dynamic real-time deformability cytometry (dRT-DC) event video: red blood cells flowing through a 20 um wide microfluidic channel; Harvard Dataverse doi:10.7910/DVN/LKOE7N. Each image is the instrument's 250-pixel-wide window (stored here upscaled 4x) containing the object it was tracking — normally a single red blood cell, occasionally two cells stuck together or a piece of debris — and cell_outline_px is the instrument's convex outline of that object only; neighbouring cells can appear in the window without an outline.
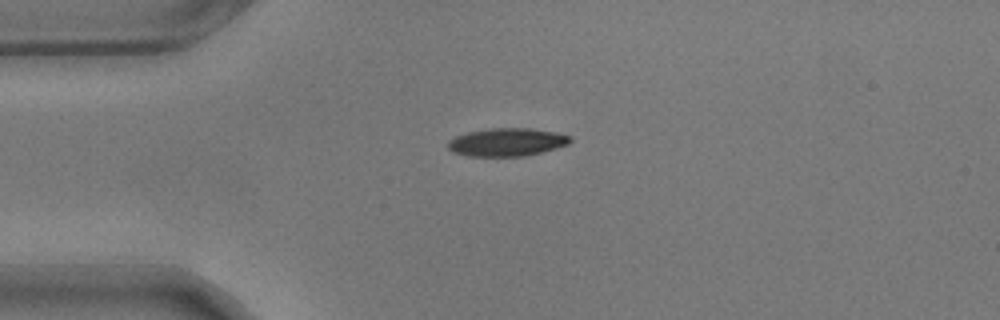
{"species": "common noctule bat (a hibernating species)", "species_latin": "Nyctalus noctula", "temperature_condition": "warm", "stored_images_in_passage": 44, "camera_frame_rate_fps": 3000, "um_per_image_px": 0.085, "animal": {"sex": "male", "body_mass_g": 17.9}, "frame": {"image": 1, "passage_image": 1, "time_ms": 0.0, "image_size_px": [1000, 320], "cell_outline_px": [[572, 140], [568, 144], [556, 148], [524, 156], [468, 156], [452, 152], [448, 148], [448, 140], [456, 136], [468, 132], [492, 128], [528, 128], [556, 132], [572, 136]], "centroid_in_image_um": [43.09, 12.08], "position_along_channel_um": 41.9, "area_um2": 19.94}}
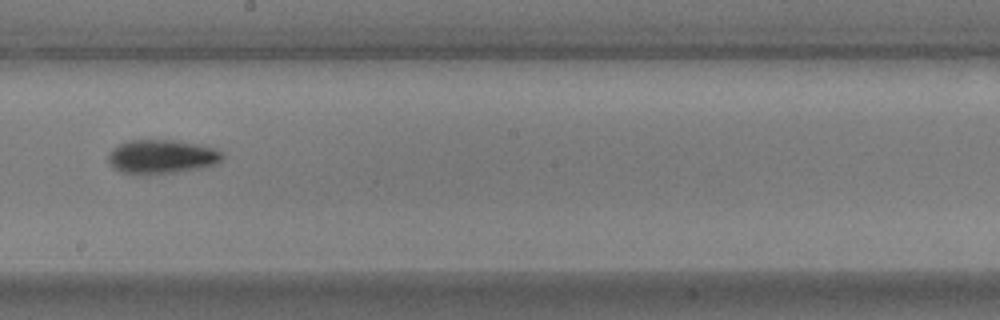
{"frame": {"image": 2, "passage_image": 19, "time_ms": 6.0, "image_size_px": [1000, 320], "cell_outline_px": [[224, 156], [216, 164], [200, 168], [176, 172], [124, 172], [116, 168], [108, 160], [108, 156], [112, 148], [128, 140], [180, 140], [216, 148]], "centroid_in_image_um": [13.8, 13.27], "position_along_channel_um": 234.4, "area_um2": 21.96}}
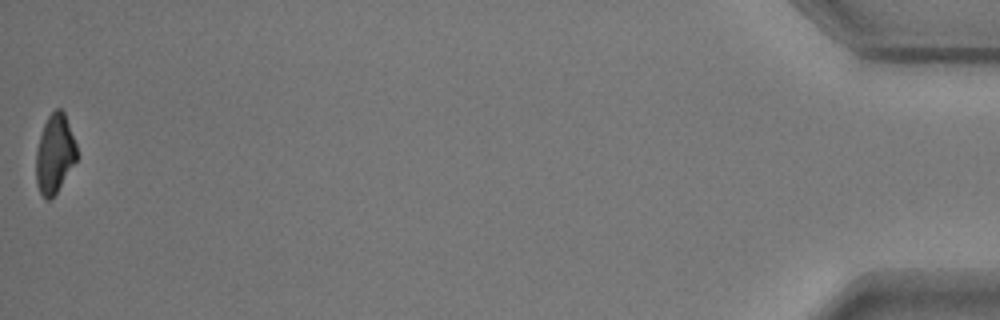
{"frame": {"image": 3, "passage_image": 44, "time_ms": 14.333, "image_size_px": [1000, 320], "cell_outline_px": [[76, 160], [52, 200], [44, 200], [36, 184], [36, 152], [40, 136], [44, 124], [48, 116], [56, 108], [60, 108], [64, 112], [76, 144]], "centroid_in_image_um": [4.63, 13.11], "position_along_channel_um": 430.6, "area_um2": 18.61}, "authors_computed_cell_mechanics": {"area_um2": 20.7791, "velocity_mm_per_s": 3.5447, "shape_relaxation_time_tau1_ms": 3.3334, "shape_relaxation_time_tau2_ms": 6.925, "deformation_change_tau1": 0.1238, "deformation_change_tau2": 0.1353}}